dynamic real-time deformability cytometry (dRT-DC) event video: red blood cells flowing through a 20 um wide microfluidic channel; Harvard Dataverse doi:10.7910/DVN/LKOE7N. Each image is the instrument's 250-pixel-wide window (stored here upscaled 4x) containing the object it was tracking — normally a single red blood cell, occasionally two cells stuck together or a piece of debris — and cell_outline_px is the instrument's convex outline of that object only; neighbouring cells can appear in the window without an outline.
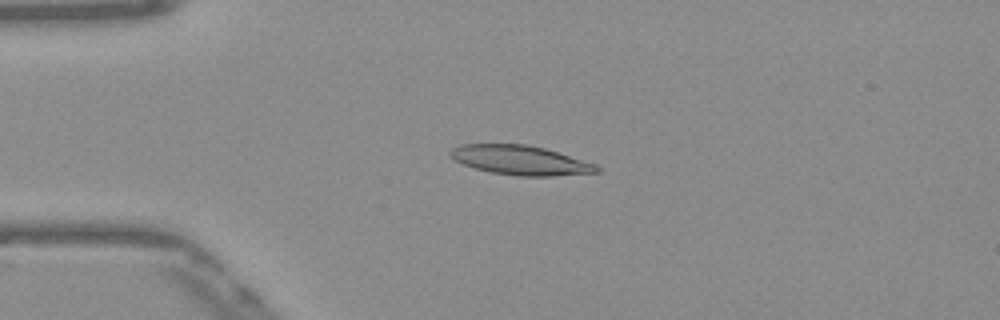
{"species": "Egyptian fruit bat (a non-hibernating species)", "species_latin": "Rousettus aegyptiacus", "temperature_condition": "warm", "stored_images_in_passage": 41, "camera_frame_rate_fps": 3000, "um_per_image_px": 0.085, "frame": {"image": 1, "passage_image": 1, "time_ms": 0.0, "image_size_px": [1000, 320], "cell_outline_px": [[600, 172], [552, 176], [516, 176], [492, 172], [476, 168], [464, 164], [448, 156], [448, 152], [452, 148], [460, 144], [528, 144], [544, 148], [596, 164], [600, 168]], "centroid_in_image_um": [44.22, 13.61], "position_along_channel_um": 40.8, "area_um2": 25.03}}
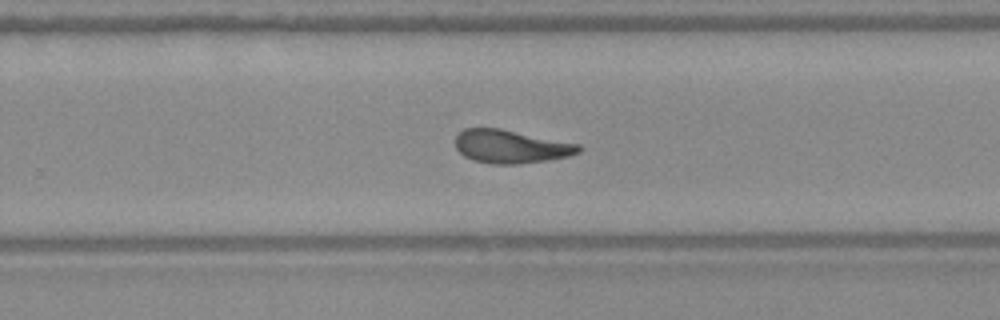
{"frame": {"image": 2, "passage_image": 22, "time_ms": 7.0, "image_size_px": [1000, 320], "cell_outline_px": [[584, 148], [580, 152], [568, 156], [548, 160], [516, 164], [492, 164], [472, 160], [464, 156], [456, 148], [456, 136], [464, 128], [500, 128], [580, 144]], "centroid_in_image_um": [43.44, 12.45], "position_along_channel_um": 286.4, "area_um2": 23.99}}
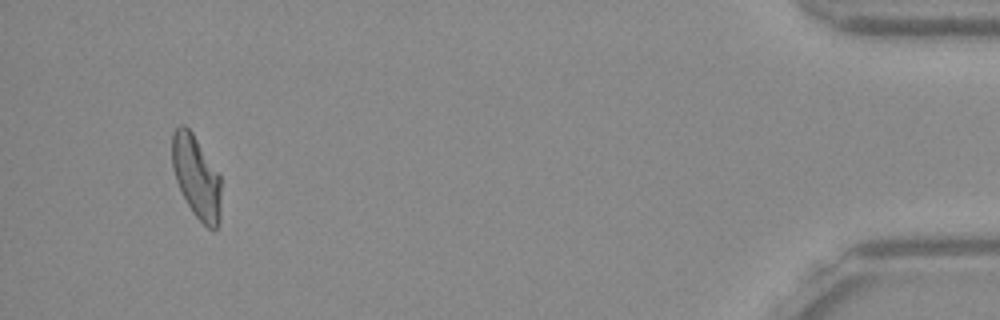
{"frame": {"image": 3, "passage_image": 38, "time_ms": 12.333, "image_size_px": [1000, 320], "cell_outline_px": [[220, 220], [216, 228], [208, 228], [192, 212], [176, 180], [172, 168], [172, 132], [180, 124], [184, 124], [192, 132], [220, 176]], "centroid_in_image_um": [16.68, 15.02], "position_along_channel_um": 418.5, "area_um2": 23.24}, "authors_computed_cell_mechanics": {"area_um2": 23.987, "velocity_mm_per_s": 3.8752, "shape_relaxation_time_tau1_ms": 7.1466, "shape_relaxation_time_tau2_ms": 2.081, "deformation_change_tau1": 0.2073, "deformation_change_tau2": 0.0929}}